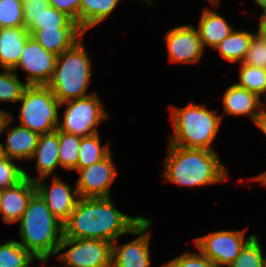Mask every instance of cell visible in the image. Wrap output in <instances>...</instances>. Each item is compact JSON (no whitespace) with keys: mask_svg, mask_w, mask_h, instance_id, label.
<instances>
[{"mask_svg":"<svg viewBox=\"0 0 266 267\" xmlns=\"http://www.w3.org/2000/svg\"><path fill=\"white\" fill-rule=\"evenodd\" d=\"M144 216H130L113 204L111 197L82 198L63 224L64 237L101 239L113 243L130 232Z\"/></svg>","mask_w":266,"mask_h":267,"instance_id":"1","label":"cell"},{"mask_svg":"<svg viewBox=\"0 0 266 267\" xmlns=\"http://www.w3.org/2000/svg\"><path fill=\"white\" fill-rule=\"evenodd\" d=\"M110 145H101L100 134L81 138L77 168H86L106 158L110 153Z\"/></svg>","mask_w":266,"mask_h":267,"instance_id":"24","label":"cell"},{"mask_svg":"<svg viewBox=\"0 0 266 267\" xmlns=\"http://www.w3.org/2000/svg\"><path fill=\"white\" fill-rule=\"evenodd\" d=\"M29 33L46 51L57 56L71 49L85 35L81 28H32Z\"/></svg>","mask_w":266,"mask_h":267,"instance_id":"18","label":"cell"},{"mask_svg":"<svg viewBox=\"0 0 266 267\" xmlns=\"http://www.w3.org/2000/svg\"><path fill=\"white\" fill-rule=\"evenodd\" d=\"M246 229L221 230L197 237L195 248L208 257L218 267H228L239 255L244 245L254 236L247 238Z\"/></svg>","mask_w":266,"mask_h":267,"instance_id":"9","label":"cell"},{"mask_svg":"<svg viewBox=\"0 0 266 267\" xmlns=\"http://www.w3.org/2000/svg\"><path fill=\"white\" fill-rule=\"evenodd\" d=\"M196 29L202 46L206 50L209 47L214 49L234 28L227 22L224 16L214 11L213 8L206 7L202 10Z\"/></svg>","mask_w":266,"mask_h":267,"instance_id":"20","label":"cell"},{"mask_svg":"<svg viewBox=\"0 0 266 267\" xmlns=\"http://www.w3.org/2000/svg\"><path fill=\"white\" fill-rule=\"evenodd\" d=\"M86 50L81 39L71 49L56 57L54 74L47 86L61 104L94 93H87L93 73Z\"/></svg>","mask_w":266,"mask_h":267,"instance_id":"5","label":"cell"},{"mask_svg":"<svg viewBox=\"0 0 266 267\" xmlns=\"http://www.w3.org/2000/svg\"><path fill=\"white\" fill-rule=\"evenodd\" d=\"M13 121V114L10 113V118L3 130H7L6 141L3 143L6 157L14 160L24 161L26 159V161H30L40 135L21 125L10 127V123Z\"/></svg>","mask_w":266,"mask_h":267,"instance_id":"16","label":"cell"},{"mask_svg":"<svg viewBox=\"0 0 266 267\" xmlns=\"http://www.w3.org/2000/svg\"><path fill=\"white\" fill-rule=\"evenodd\" d=\"M48 6L49 0H23L24 23L28 31L34 27Z\"/></svg>","mask_w":266,"mask_h":267,"instance_id":"35","label":"cell"},{"mask_svg":"<svg viewBox=\"0 0 266 267\" xmlns=\"http://www.w3.org/2000/svg\"><path fill=\"white\" fill-rule=\"evenodd\" d=\"M152 220L145 217L130 232L135 239L120 244L118 240L112 243L111 267H150V229Z\"/></svg>","mask_w":266,"mask_h":267,"instance_id":"10","label":"cell"},{"mask_svg":"<svg viewBox=\"0 0 266 267\" xmlns=\"http://www.w3.org/2000/svg\"><path fill=\"white\" fill-rule=\"evenodd\" d=\"M19 103V125L39 135L57 130L61 103L47 85H28Z\"/></svg>","mask_w":266,"mask_h":267,"instance_id":"6","label":"cell"},{"mask_svg":"<svg viewBox=\"0 0 266 267\" xmlns=\"http://www.w3.org/2000/svg\"><path fill=\"white\" fill-rule=\"evenodd\" d=\"M160 267H218L208 257L198 252L182 253L178 257H174Z\"/></svg>","mask_w":266,"mask_h":267,"instance_id":"33","label":"cell"},{"mask_svg":"<svg viewBox=\"0 0 266 267\" xmlns=\"http://www.w3.org/2000/svg\"><path fill=\"white\" fill-rule=\"evenodd\" d=\"M0 73V103L19 102L28 84L18 77L12 69H2Z\"/></svg>","mask_w":266,"mask_h":267,"instance_id":"28","label":"cell"},{"mask_svg":"<svg viewBox=\"0 0 266 267\" xmlns=\"http://www.w3.org/2000/svg\"><path fill=\"white\" fill-rule=\"evenodd\" d=\"M80 174L76 181L78 194L82 198L110 197V187L118 176L112 152L101 161L86 168H77Z\"/></svg>","mask_w":266,"mask_h":267,"instance_id":"12","label":"cell"},{"mask_svg":"<svg viewBox=\"0 0 266 267\" xmlns=\"http://www.w3.org/2000/svg\"><path fill=\"white\" fill-rule=\"evenodd\" d=\"M19 223L18 241L37 261L46 263L56 256L64 236L63 223L47 207L42 197L35 192Z\"/></svg>","mask_w":266,"mask_h":267,"instance_id":"3","label":"cell"},{"mask_svg":"<svg viewBox=\"0 0 266 267\" xmlns=\"http://www.w3.org/2000/svg\"><path fill=\"white\" fill-rule=\"evenodd\" d=\"M237 86L256 93L266 101V69L240 63Z\"/></svg>","mask_w":266,"mask_h":267,"instance_id":"26","label":"cell"},{"mask_svg":"<svg viewBox=\"0 0 266 267\" xmlns=\"http://www.w3.org/2000/svg\"><path fill=\"white\" fill-rule=\"evenodd\" d=\"M263 103L256 93L237 86L230 85L222 96L223 112L230 116H248L254 122Z\"/></svg>","mask_w":266,"mask_h":267,"instance_id":"19","label":"cell"},{"mask_svg":"<svg viewBox=\"0 0 266 267\" xmlns=\"http://www.w3.org/2000/svg\"><path fill=\"white\" fill-rule=\"evenodd\" d=\"M31 37L25 26L0 28V66L13 69L20 59L27 40Z\"/></svg>","mask_w":266,"mask_h":267,"instance_id":"21","label":"cell"},{"mask_svg":"<svg viewBox=\"0 0 266 267\" xmlns=\"http://www.w3.org/2000/svg\"><path fill=\"white\" fill-rule=\"evenodd\" d=\"M258 8L260 7L261 10L266 9V0H254Z\"/></svg>","mask_w":266,"mask_h":267,"instance_id":"41","label":"cell"},{"mask_svg":"<svg viewBox=\"0 0 266 267\" xmlns=\"http://www.w3.org/2000/svg\"><path fill=\"white\" fill-rule=\"evenodd\" d=\"M251 181H256L257 183L260 182L261 185L266 186V171L249 179V182Z\"/></svg>","mask_w":266,"mask_h":267,"instance_id":"40","label":"cell"},{"mask_svg":"<svg viewBox=\"0 0 266 267\" xmlns=\"http://www.w3.org/2000/svg\"><path fill=\"white\" fill-rule=\"evenodd\" d=\"M253 123H255L257 128L266 136V101L261 104Z\"/></svg>","mask_w":266,"mask_h":267,"instance_id":"37","label":"cell"},{"mask_svg":"<svg viewBox=\"0 0 266 267\" xmlns=\"http://www.w3.org/2000/svg\"><path fill=\"white\" fill-rule=\"evenodd\" d=\"M47 178L42 177L34 181L36 192L46 202L51 213L64 224L80 199L77 187H71L57 174L51 178L52 183L49 186L43 182Z\"/></svg>","mask_w":266,"mask_h":267,"instance_id":"14","label":"cell"},{"mask_svg":"<svg viewBox=\"0 0 266 267\" xmlns=\"http://www.w3.org/2000/svg\"><path fill=\"white\" fill-rule=\"evenodd\" d=\"M0 205H1V189H0Z\"/></svg>","mask_w":266,"mask_h":267,"instance_id":"46","label":"cell"},{"mask_svg":"<svg viewBox=\"0 0 266 267\" xmlns=\"http://www.w3.org/2000/svg\"><path fill=\"white\" fill-rule=\"evenodd\" d=\"M33 28H81L64 12L48 6L40 15Z\"/></svg>","mask_w":266,"mask_h":267,"instance_id":"31","label":"cell"},{"mask_svg":"<svg viewBox=\"0 0 266 267\" xmlns=\"http://www.w3.org/2000/svg\"><path fill=\"white\" fill-rule=\"evenodd\" d=\"M50 6L64 12L79 25V9L81 0H49Z\"/></svg>","mask_w":266,"mask_h":267,"instance_id":"36","label":"cell"},{"mask_svg":"<svg viewBox=\"0 0 266 267\" xmlns=\"http://www.w3.org/2000/svg\"><path fill=\"white\" fill-rule=\"evenodd\" d=\"M111 255L112 243L108 241L64 236L56 254L66 267H111Z\"/></svg>","mask_w":266,"mask_h":267,"instance_id":"8","label":"cell"},{"mask_svg":"<svg viewBox=\"0 0 266 267\" xmlns=\"http://www.w3.org/2000/svg\"><path fill=\"white\" fill-rule=\"evenodd\" d=\"M120 0H81L79 26L86 33L110 17Z\"/></svg>","mask_w":266,"mask_h":267,"instance_id":"22","label":"cell"},{"mask_svg":"<svg viewBox=\"0 0 266 267\" xmlns=\"http://www.w3.org/2000/svg\"><path fill=\"white\" fill-rule=\"evenodd\" d=\"M81 138L59 130L58 157L60 167L63 169L68 171H75L77 169Z\"/></svg>","mask_w":266,"mask_h":267,"instance_id":"27","label":"cell"},{"mask_svg":"<svg viewBox=\"0 0 266 267\" xmlns=\"http://www.w3.org/2000/svg\"><path fill=\"white\" fill-rule=\"evenodd\" d=\"M6 157L5 150L3 143H0V160L4 159Z\"/></svg>","mask_w":266,"mask_h":267,"instance_id":"42","label":"cell"},{"mask_svg":"<svg viewBox=\"0 0 266 267\" xmlns=\"http://www.w3.org/2000/svg\"><path fill=\"white\" fill-rule=\"evenodd\" d=\"M256 32L248 30H235L221 41L214 50H218L221 58L229 63H242L249 49L251 39Z\"/></svg>","mask_w":266,"mask_h":267,"instance_id":"23","label":"cell"},{"mask_svg":"<svg viewBox=\"0 0 266 267\" xmlns=\"http://www.w3.org/2000/svg\"><path fill=\"white\" fill-rule=\"evenodd\" d=\"M23 0H0V28L25 26Z\"/></svg>","mask_w":266,"mask_h":267,"instance_id":"30","label":"cell"},{"mask_svg":"<svg viewBox=\"0 0 266 267\" xmlns=\"http://www.w3.org/2000/svg\"><path fill=\"white\" fill-rule=\"evenodd\" d=\"M21 53L12 70L16 74L18 68L26 72L25 80L28 85H47L54 74L57 55L46 51L32 36Z\"/></svg>","mask_w":266,"mask_h":267,"instance_id":"11","label":"cell"},{"mask_svg":"<svg viewBox=\"0 0 266 267\" xmlns=\"http://www.w3.org/2000/svg\"><path fill=\"white\" fill-rule=\"evenodd\" d=\"M36 192L34 181L24 178L16 186L1 190L0 214L5 224L17 223Z\"/></svg>","mask_w":266,"mask_h":267,"instance_id":"15","label":"cell"},{"mask_svg":"<svg viewBox=\"0 0 266 267\" xmlns=\"http://www.w3.org/2000/svg\"><path fill=\"white\" fill-rule=\"evenodd\" d=\"M260 242L258 237L254 235L228 267H263L264 256Z\"/></svg>","mask_w":266,"mask_h":267,"instance_id":"29","label":"cell"},{"mask_svg":"<svg viewBox=\"0 0 266 267\" xmlns=\"http://www.w3.org/2000/svg\"><path fill=\"white\" fill-rule=\"evenodd\" d=\"M262 11L263 13L260 16L259 26H258V30H256V34L260 37V39L266 45V9Z\"/></svg>","mask_w":266,"mask_h":267,"instance_id":"38","label":"cell"},{"mask_svg":"<svg viewBox=\"0 0 266 267\" xmlns=\"http://www.w3.org/2000/svg\"><path fill=\"white\" fill-rule=\"evenodd\" d=\"M243 63L266 69V45L257 34L251 39Z\"/></svg>","mask_w":266,"mask_h":267,"instance_id":"34","label":"cell"},{"mask_svg":"<svg viewBox=\"0 0 266 267\" xmlns=\"http://www.w3.org/2000/svg\"><path fill=\"white\" fill-rule=\"evenodd\" d=\"M143 2H145L146 4H148V6H152L153 4H155V1L154 0H141ZM154 2V3H153Z\"/></svg>","mask_w":266,"mask_h":267,"instance_id":"44","label":"cell"},{"mask_svg":"<svg viewBox=\"0 0 266 267\" xmlns=\"http://www.w3.org/2000/svg\"><path fill=\"white\" fill-rule=\"evenodd\" d=\"M62 118L59 117L57 130L74 134L79 137H89L99 133L98 124L108 120L109 116L97 92L67 101ZM62 120V122L60 121Z\"/></svg>","mask_w":266,"mask_h":267,"instance_id":"7","label":"cell"},{"mask_svg":"<svg viewBox=\"0 0 266 267\" xmlns=\"http://www.w3.org/2000/svg\"><path fill=\"white\" fill-rule=\"evenodd\" d=\"M209 4L213 6V8L218 6L217 4L220 2V0H207Z\"/></svg>","mask_w":266,"mask_h":267,"instance_id":"43","label":"cell"},{"mask_svg":"<svg viewBox=\"0 0 266 267\" xmlns=\"http://www.w3.org/2000/svg\"><path fill=\"white\" fill-rule=\"evenodd\" d=\"M35 259L17 240L0 244V267H32Z\"/></svg>","mask_w":266,"mask_h":267,"instance_id":"25","label":"cell"},{"mask_svg":"<svg viewBox=\"0 0 266 267\" xmlns=\"http://www.w3.org/2000/svg\"><path fill=\"white\" fill-rule=\"evenodd\" d=\"M164 39L171 64H197L200 62L205 50L195 26L191 24L178 25L168 30Z\"/></svg>","mask_w":266,"mask_h":267,"instance_id":"13","label":"cell"},{"mask_svg":"<svg viewBox=\"0 0 266 267\" xmlns=\"http://www.w3.org/2000/svg\"><path fill=\"white\" fill-rule=\"evenodd\" d=\"M162 177L165 182L186 187L223 183L229 171L216 151L168 145Z\"/></svg>","mask_w":266,"mask_h":267,"instance_id":"2","label":"cell"},{"mask_svg":"<svg viewBox=\"0 0 266 267\" xmlns=\"http://www.w3.org/2000/svg\"><path fill=\"white\" fill-rule=\"evenodd\" d=\"M263 267H266V256L264 257V266Z\"/></svg>","mask_w":266,"mask_h":267,"instance_id":"45","label":"cell"},{"mask_svg":"<svg viewBox=\"0 0 266 267\" xmlns=\"http://www.w3.org/2000/svg\"><path fill=\"white\" fill-rule=\"evenodd\" d=\"M15 160L5 157L0 160V189L16 186L24 178L23 167L16 165Z\"/></svg>","mask_w":266,"mask_h":267,"instance_id":"32","label":"cell"},{"mask_svg":"<svg viewBox=\"0 0 266 267\" xmlns=\"http://www.w3.org/2000/svg\"><path fill=\"white\" fill-rule=\"evenodd\" d=\"M10 113L9 110L1 109L0 108V136L4 133V126L7 122V120L10 118Z\"/></svg>","mask_w":266,"mask_h":267,"instance_id":"39","label":"cell"},{"mask_svg":"<svg viewBox=\"0 0 266 267\" xmlns=\"http://www.w3.org/2000/svg\"><path fill=\"white\" fill-rule=\"evenodd\" d=\"M59 150V130L45 133L39 136L38 144L31 157L36 159V171L38 177H32L24 170L25 178L35 181L42 177H49L50 174L60 167V161L58 157Z\"/></svg>","mask_w":266,"mask_h":267,"instance_id":"17","label":"cell"},{"mask_svg":"<svg viewBox=\"0 0 266 267\" xmlns=\"http://www.w3.org/2000/svg\"><path fill=\"white\" fill-rule=\"evenodd\" d=\"M169 113L174 130L169 145L216 150L213 142L220 130L223 113L219 115L216 110L194 102L184 107L171 106Z\"/></svg>","mask_w":266,"mask_h":267,"instance_id":"4","label":"cell"}]
</instances>
